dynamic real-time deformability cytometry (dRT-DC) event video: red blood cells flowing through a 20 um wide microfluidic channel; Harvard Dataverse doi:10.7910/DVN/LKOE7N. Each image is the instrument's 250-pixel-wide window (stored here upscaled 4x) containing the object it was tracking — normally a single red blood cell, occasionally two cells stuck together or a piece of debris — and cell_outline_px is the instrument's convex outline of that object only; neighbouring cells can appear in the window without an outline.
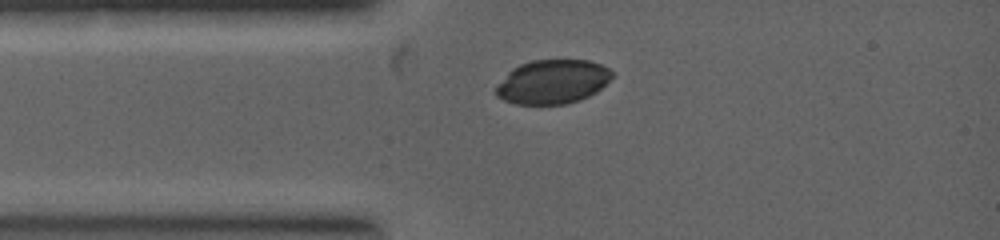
{"species": "common noctule bat (a hibernating species)", "species_latin": "Nyctalus noctula", "temperature_condition": "warm", "stored_images_in_passage": 2, "camera_frame_rate_fps": 5000, "um_per_image_px": 0.085, "animal": {"sex": "female", "body_mass_g": 19.0, "forearm_length_mm": 53.3}, "frame": {"image": 1, "passage_image": 2, "time_ms": 1.2, "image_size_px": [1000, 240], "cell_outline_px": [[612, 76], [596, 92], [580, 100], [564, 104], [516, 104], [504, 100], [496, 96], [496, 88], [508, 72], [512, 68], [520, 64], [532, 60], [588, 60], [600, 64], [608, 68], [612, 72]], "centroid_in_image_um": [46.96, 6.95], "position_along_channel_um": 38.0, "area_um2": 29.54}}